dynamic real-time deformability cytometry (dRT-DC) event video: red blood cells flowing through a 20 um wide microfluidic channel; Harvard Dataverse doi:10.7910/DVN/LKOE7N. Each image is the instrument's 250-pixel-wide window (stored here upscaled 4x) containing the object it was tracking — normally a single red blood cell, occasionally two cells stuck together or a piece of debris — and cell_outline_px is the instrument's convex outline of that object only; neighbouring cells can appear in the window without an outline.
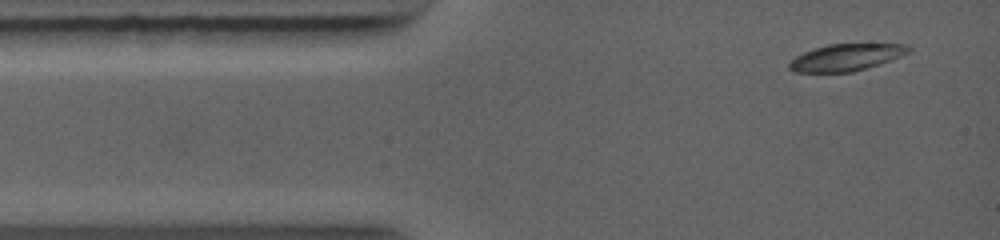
{"species": "common noctule bat (a hibernating species)", "species_latin": "Nyctalus noctula", "temperature_condition": "warm", "stored_images_in_passage": 34, "camera_frame_rate_fps": 5000, "um_per_image_px": 0.085, "animal": {"sex": "female", "body_mass_g": 19.0, "forearm_length_mm": 56.7}, "frame": {"image": 1, "passage_image": 1, "time_ms": 0.0, "image_size_px": [1000, 240], "cell_outline_px": [[912, 48], [908, 52], [900, 56], [880, 64], [852, 72], [792, 72], [788, 68], [788, 64], [796, 56], [804, 52], [828, 44], [908, 44]], "centroid_in_image_um": [71.91, 4.88], "position_along_channel_um": 13.1, "area_um2": 18.55}}
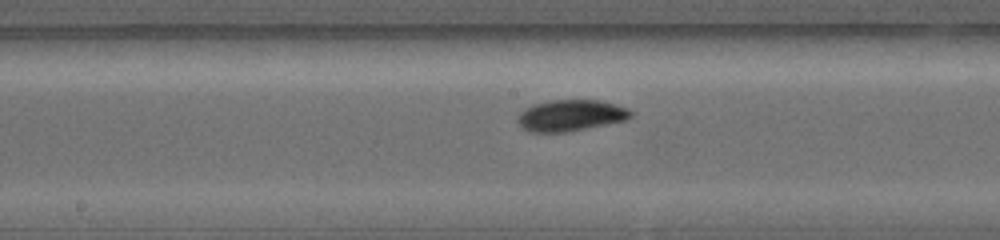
{"frame": {"image": 2, "passage_image": 15, "time_ms": 5.0, "image_size_px": [1000, 240], "cell_outline_px": [[632, 116], [628, 120], [568, 132], [528, 132], [520, 128], [516, 120], [520, 112], [524, 108], [532, 104], [552, 100], [600, 100], [616, 104], [628, 108], [632, 112]], "centroid_in_image_um": [48.49, 9.82], "position_along_channel_um": 199.7, "area_um2": 21.04}}
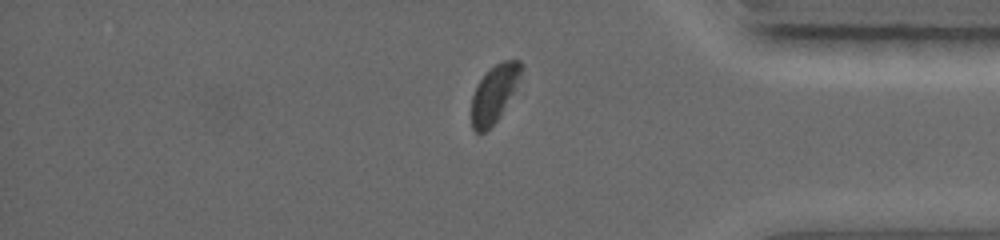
{"frame": {"image": 3, "passage_image": 29, "time_ms": 9.4, "image_size_px": [1000, 240], "cell_outline_px": [[524, 68], [500, 116], [484, 132], [476, 132], [472, 128], [472, 96], [476, 84], [496, 64], [504, 60], [520, 60], [524, 64]], "centroid_in_image_um": [42.01, 7.93], "position_along_channel_um": 393.2, "area_um2": 16.07}}